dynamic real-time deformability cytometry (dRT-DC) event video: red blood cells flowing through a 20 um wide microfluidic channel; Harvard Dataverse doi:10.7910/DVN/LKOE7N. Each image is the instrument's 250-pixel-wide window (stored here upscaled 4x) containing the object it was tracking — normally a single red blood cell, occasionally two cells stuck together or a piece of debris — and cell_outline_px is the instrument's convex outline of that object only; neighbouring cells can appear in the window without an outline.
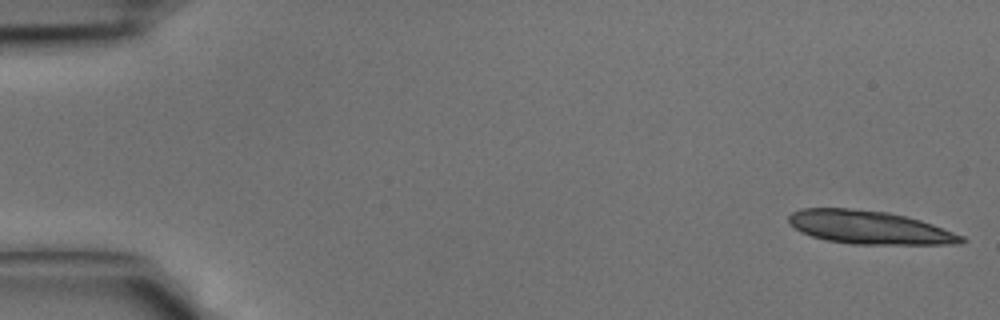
{"species": "common noctule bat (a hibernating species)", "species_latin": "Nyctalus noctula", "temperature_condition": "cold", "stored_images_in_passage": 42, "camera_frame_rate_fps": 3000, "um_per_image_px": 0.085, "animal": {"sex": "male", "body_mass_g": 15.6}, "frame": {"image": 1, "passage_image": 1, "time_ms": 0.0, "image_size_px": [1000, 320], "cell_outline_px": [[968, 240], [956, 244], [852, 244], [828, 240], [812, 236], [800, 232], [788, 220], [788, 216], [792, 212], [800, 208], [848, 208], [888, 212], [920, 220], [932, 224], [964, 236]], "centroid_in_image_um": [73.89, 19.33], "position_along_channel_um": 11.1, "area_um2": 33.29}}
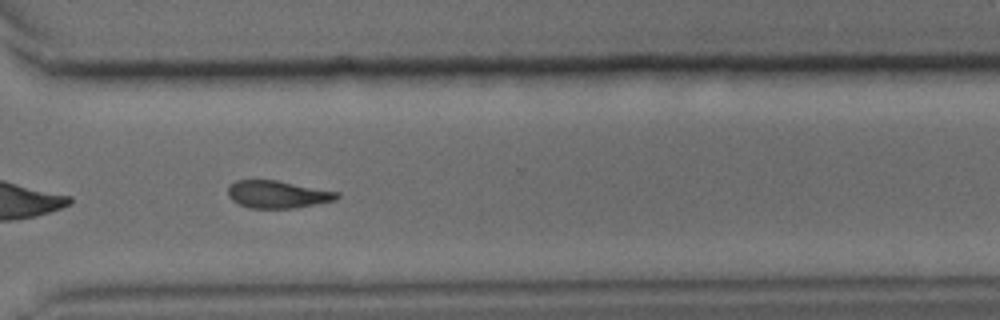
{"frame": {"image": 2, "passage_image": 31, "time_ms": 10.0, "image_size_px": [1000, 320], "cell_outline_px": [[340, 196], [336, 200], [296, 208], [248, 208], [232, 200], [228, 196], [228, 184], [236, 180], [276, 180], [340, 192]], "centroid_in_image_um": [23.59, 16.52], "position_along_channel_um": 347.0, "area_um2": 17.57}}
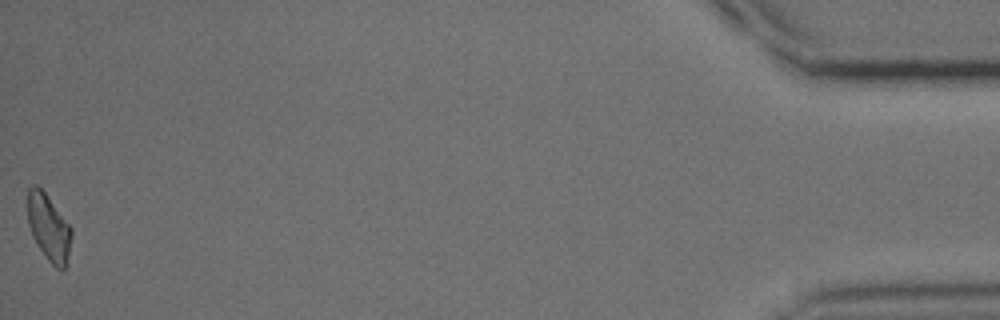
{"frame": {"image": 3, "passage_image": 42, "time_ms": 13.667, "image_size_px": [1000, 320], "cell_outline_px": [[72, 236], [68, 264], [64, 268], [56, 268], [48, 260], [36, 244], [32, 236], [28, 224], [28, 188], [36, 184], [44, 192], [72, 228]], "centroid_in_image_um": [4.15, 19.38], "position_along_channel_um": 431.0, "area_um2": 16.99}}